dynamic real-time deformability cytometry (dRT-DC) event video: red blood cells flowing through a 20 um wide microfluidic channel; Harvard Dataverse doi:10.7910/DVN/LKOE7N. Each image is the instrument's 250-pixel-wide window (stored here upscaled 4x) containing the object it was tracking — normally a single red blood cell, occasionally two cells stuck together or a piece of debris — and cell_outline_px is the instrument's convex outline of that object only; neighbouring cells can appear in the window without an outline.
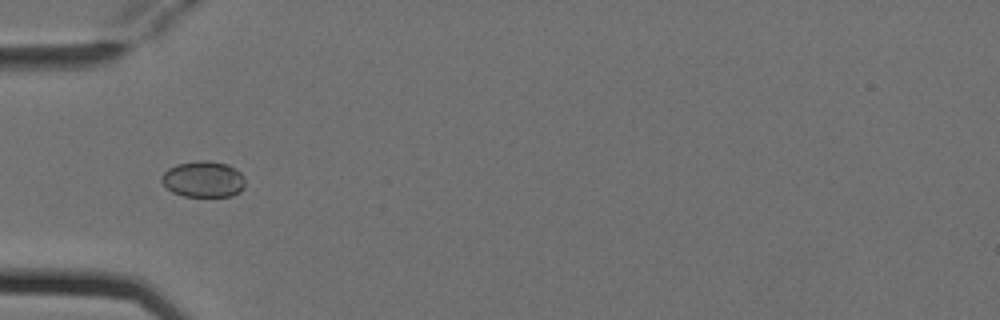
{"species": "Egyptian fruit bat (a non-hibernating species)", "species_latin": "Rousettus aegyptiacus", "temperature_condition": "cold", "stored_images_in_passage": 6, "camera_frame_rate_fps": 3000, "um_per_image_px": 0.085, "animal": {"sex": "female"}, "frame": {"image": 1, "passage_image": 4, "time_ms": 1.0, "image_size_px": [1000, 320], "cell_outline_px": [[244, 188], [240, 192], [232, 196], [184, 196], [172, 192], [160, 180], [160, 176], [168, 168], [176, 164], [200, 160], [208, 160], [228, 164], [240, 172], [244, 176]], "centroid_in_image_um": [17.29, 15.22], "position_along_channel_um": 67.7, "area_um2": 17.74}}
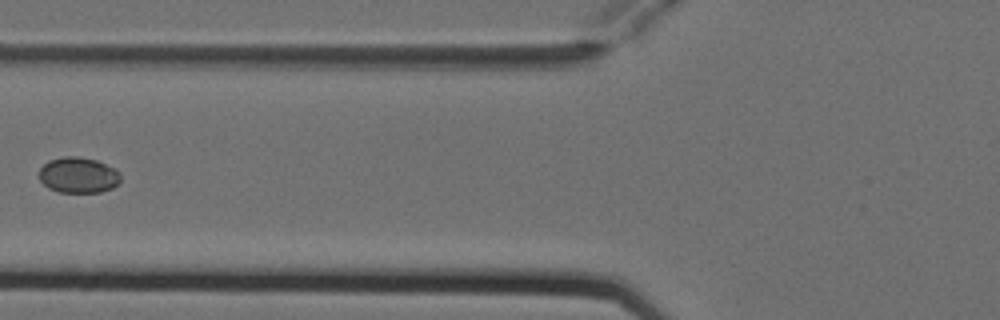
{"frame": {"image": 2, "passage_image": 5, "time_ms": 1.333, "image_size_px": [1000, 320], "cell_outline_px": [[120, 180], [112, 188], [100, 192], [60, 192], [48, 188], [40, 180], [40, 168], [48, 160], [64, 156], [76, 156], [96, 160], [112, 168], [120, 176]], "centroid_in_image_um": [6.61, 14.88], "position_along_channel_um": 119.2, "area_um2": 16.7}}
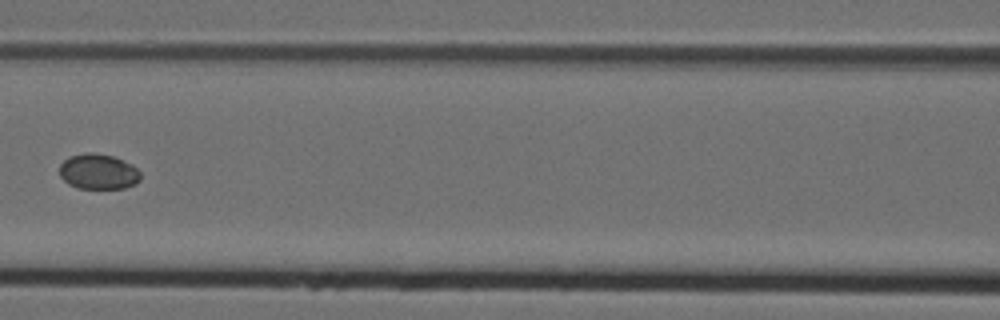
{"frame": {"image": 3, "passage_image": 6, "time_ms": 1.667, "image_size_px": [1000, 320], "cell_outline_px": [[140, 180], [136, 184], [124, 188], [76, 188], [68, 184], [60, 176], [60, 164], [68, 156], [88, 152], [92, 152], [112, 156], [132, 164], [140, 172]], "centroid_in_image_um": [8.35, 14.59], "position_along_channel_um": 158.3, "area_um2": 16.76}}